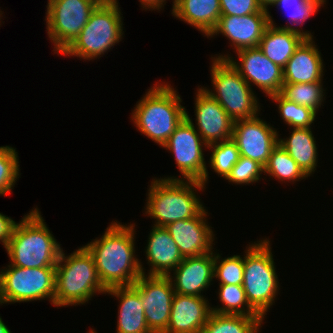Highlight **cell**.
Listing matches in <instances>:
<instances>
[{"label":"cell","mask_w":333,"mask_h":333,"mask_svg":"<svg viewBox=\"0 0 333 333\" xmlns=\"http://www.w3.org/2000/svg\"><path fill=\"white\" fill-rule=\"evenodd\" d=\"M135 223L112 221L105 233L85 247L92 254L97 273L106 289L132 286L145 275L143 264L135 255Z\"/></svg>","instance_id":"6da1fadb"},{"label":"cell","mask_w":333,"mask_h":333,"mask_svg":"<svg viewBox=\"0 0 333 333\" xmlns=\"http://www.w3.org/2000/svg\"><path fill=\"white\" fill-rule=\"evenodd\" d=\"M60 245L36 207L16 223L5 250L13 266L55 268L63 249Z\"/></svg>","instance_id":"7a4b0ae2"},{"label":"cell","mask_w":333,"mask_h":333,"mask_svg":"<svg viewBox=\"0 0 333 333\" xmlns=\"http://www.w3.org/2000/svg\"><path fill=\"white\" fill-rule=\"evenodd\" d=\"M169 83L156 82L132 110L131 119L138 131L161 147L186 117L181 96Z\"/></svg>","instance_id":"3957f363"},{"label":"cell","mask_w":333,"mask_h":333,"mask_svg":"<svg viewBox=\"0 0 333 333\" xmlns=\"http://www.w3.org/2000/svg\"><path fill=\"white\" fill-rule=\"evenodd\" d=\"M205 189L200 181L164 177L152 179L144 214L153 218V225L159 227L196 217L205 208L196 190Z\"/></svg>","instance_id":"277c9868"},{"label":"cell","mask_w":333,"mask_h":333,"mask_svg":"<svg viewBox=\"0 0 333 333\" xmlns=\"http://www.w3.org/2000/svg\"><path fill=\"white\" fill-rule=\"evenodd\" d=\"M54 306H78L88 303L97 293L106 294L92 254L85 246L66 255L62 249L55 266Z\"/></svg>","instance_id":"5b68a950"},{"label":"cell","mask_w":333,"mask_h":333,"mask_svg":"<svg viewBox=\"0 0 333 333\" xmlns=\"http://www.w3.org/2000/svg\"><path fill=\"white\" fill-rule=\"evenodd\" d=\"M118 0H102L75 40L60 54L94 60L111 50L124 37Z\"/></svg>","instance_id":"8992f818"},{"label":"cell","mask_w":333,"mask_h":333,"mask_svg":"<svg viewBox=\"0 0 333 333\" xmlns=\"http://www.w3.org/2000/svg\"><path fill=\"white\" fill-rule=\"evenodd\" d=\"M256 242L249 244L244 252L242 286L249 305L264 319L277 299L280 285L269 238Z\"/></svg>","instance_id":"52a82bcc"},{"label":"cell","mask_w":333,"mask_h":333,"mask_svg":"<svg viewBox=\"0 0 333 333\" xmlns=\"http://www.w3.org/2000/svg\"><path fill=\"white\" fill-rule=\"evenodd\" d=\"M211 86L202 87L235 122L252 118L260 113V105L253 88L242 78L228 59L211 56Z\"/></svg>","instance_id":"ba28073f"},{"label":"cell","mask_w":333,"mask_h":333,"mask_svg":"<svg viewBox=\"0 0 333 333\" xmlns=\"http://www.w3.org/2000/svg\"><path fill=\"white\" fill-rule=\"evenodd\" d=\"M56 268H21L9 263L0 270V305L45 300L54 305Z\"/></svg>","instance_id":"9c48e42d"},{"label":"cell","mask_w":333,"mask_h":333,"mask_svg":"<svg viewBox=\"0 0 333 333\" xmlns=\"http://www.w3.org/2000/svg\"><path fill=\"white\" fill-rule=\"evenodd\" d=\"M102 0H48L46 31L54 53L61 54L80 34Z\"/></svg>","instance_id":"30bf717a"},{"label":"cell","mask_w":333,"mask_h":333,"mask_svg":"<svg viewBox=\"0 0 333 333\" xmlns=\"http://www.w3.org/2000/svg\"><path fill=\"white\" fill-rule=\"evenodd\" d=\"M207 146L193 124L185 117L162 146L174 155L177 168L182 176L180 178L170 176L164 179L200 181L206 187L209 174L203 150Z\"/></svg>","instance_id":"8fae6325"},{"label":"cell","mask_w":333,"mask_h":333,"mask_svg":"<svg viewBox=\"0 0 333 333\" xmlns=\"http://www.w3.org/2000/svg\"><path fill=\"white\" fill-rule=\"evenodd\" d=\"M235 54L239 62L230 54L213 58L228 59L251 88L252 84L256 85L267 97L280 93L284 83L283 68L270 61L258 47L241 49Z\"/></svg>","instance_id":"7c38bea8"},{"label":"cell","mask_w":333,"mask_h":333,"mask_svg":"<svg viewBox=\"0 0 333 333\" xmlns=\"http://www.w3.org/2000/svg\"><path fill=\"white\" fill-rule=\"evenodd\" d=\"M139 291L148 328L152 333L167 330L175 291L167 276L141 275L133 284Z\"/></svg>","instance_id":"4fadbf2b"},{"label":"cell","mask_w":333,"mask_h":333,"mask_svg":"<svg viewBox=\"0 0 333 333\" xmlns=\"http://www.w3.org/2000/svg\"><path fill=\"white\" fill-rule=\"evenodd\" d=\"M258 116L235 121L231 138L236 143L240 156L255 160L264 167L278 145L280 135L273 126Z\"/></svg>","instance_id":"5bb4252c"},{"label":"cell","mask_w":333,"mask_h":333,"mask_svg":"<svg viewBox=\"0 0 333 333\" xmlns=\"http://www.w3.org/2000/svg\"><path fill=\"white\" fill-rule=\"evenodd\" d=\"M194 104L196 116L194 119L197 126L194 125L187 111L186 118L207 145L231 139L234 121L202 87L197 88Z\"/></svg>","instance_id":"9a60e30c"},{"label":"cell","mask_w":333,"mask_h":333,"mask_svg":"<svg viewBox=\"0 0 333 333\" xmlns=\"http://www.w3.org/2000/svg\"><path fill=\"white\" fill-rule=\"evenodd\" d=\"M267 10L245 16H220L216 28L207 38L222 34L230 40L236 51L245 48H256L270 25Z\"/></svg>","instance_id":"2e32d148"},{"label":"cell","mask_w":333,"mask_h":333,"mask_svg":"<svg viewBox=\"0 0 333 333\" xmlns=\"http://www.w3.org/2000/svg\"><path fill=\"white\" fill-rule=\"evenodd\" d=\"M206 211L204 208L196 217L178 220L165 227L183 257L200 256L214 251L215 234L208 224Z\"/></svg>","instance_id":"e0dca14e"},{"label":"cell","mask_w":333,"mask_h":333,"mask_svg":"<svg viewBox=\"0 0 333 333\" xmlns=\"http://www.w3.org/2000/svg\"><path fill=\"white\" fill-rule=\"evenodd\" d=\"M215 251L200 256L184 257L169 274L176 294L201 296L214 281ZM202 292V293H201Z\"/></svg>","instance_id":"ac0fdd59"},{"label":"cell","mask_w":333,"mask_h":333,"mask_svg":"<svg viewBox=\"0 0 333 333\" xmlns=\"http://www.w3.org/2000/svg\"><path fill=\"white\" fill-rule=\"evenodd\" d=\"M205 297L174 294L164 333H202L212 309Z\"/></svg>","instance_id":"d6986e66"},{"label":"cell","mask_w":333,"mask_h":333,"mask_svg":"<svg viewBox=\"0 0 333 333\" xmlns=\"http://www.w3.org/2000/svg\"><path fill=\"white\" fill-rule=\"evenodd\" d=\"M145 247L148 276H168L184 259L165 227L152 226Z\"/></svg>","instance_id":"ffe728a7"},{"label":"cell","mask_w":333,"mask_h":333,"mask_svg":"<svg viewBox=\"0 0 333 333\" xmlns=\"http://www.w3.org/2000/svg\"><path fill=\"white\" fill-rule=\"evenodd\" d=\"M324 64L313 39H304L283 68V84L322 82Z\"/></svg>","instance_id":"44dd1931"},{"label":"cell","mask_w":333,"mask_h":333,"mask_svg":"<svg viewBox=\"0 0 333 333\" xmlns=\"http://www.w3.org/2000/svg\"><path fill=\"white\" fill-rule=\"evenodd\" d=\"M119 300L117 333H152L148 328L139 291L132 286L112 287L106 294Z\"/></svg>","instance_id":"7402d4cb"},{"label":"cell","mask_w":333,"mask_h":333,"mask_svg":"<svg viewBox=\"0 0 333 333\" xmlns=\"http://www.w3.org/2000/svg\"><path fill=\"white\" fill-rule=\"evenodd\" d=\"M171 14L208 37L221 16L220 0H180Z\"/></svg>","instance_id":"603a6c76"},{"label":"cell","mask_w":333,"mask_h":333,"mask_svg":"<svg viewBox=\"0 0 333 333\" xmlns=\"http://www.w3.org/2000/svg\"><path fill=\"white\" fill-rule=\"evenodd\" d=\"M291 135L279 138L278 144L291 156L301 170L310 177L318 166L316 140L311 128H291Z\"/></svg>","instance_id":"cb8c5ba5"},{"label":"cell","mask_w":333,"mask_h":333,"mask_svg":"<svg viewBox=\"0 0 333 333\" xmlns=\"http://www.w3.org/2000/svg\"><path fill=\"white\" fill-rule=\"evenodd\" d=\"M304 39L292 30L269 25L260 40L258 48L270 61L284 68Z\"/></svg>","instance_id":"d4e9b609"},{"label":"cell","mask_w":333,"mask_h":333,"mask_svg":"<svg viewBox=\"0 0 333 333\" xmlns=\"http://www.w3.org/2000/svg\"><path fill=\"white\" fill-rule=\"evenodd\" d=\"M325 3L326 0H277L273 6L287 11L286 13L289 15L288 20L290 21L285 26H277L270 14L271 12H268L270 25L280 29L292 30L305 39H313L311 32L299 29L297 25L305 24L304 22L315 15ZM295 25L297 27H294Z\"/></svg>","instance_id":"484cf974"},{"label":"cell","mask_w":333,"mask_h":333,"mask_svg":"<svg viewBox=\"0 0 333 333\" xmlns=\"http://www.w3.org/2000/svg\"><path fill=\"white\" fill-rule=\"evenodd\" d=\"M261 316L218 314L212 312L202 333H258L262 327Z\"/></svg>","instance_id":"4316f807"},{"label":"cell","mask_w":333,"mask_h":333,"mask_svg":"<svg viewBox=\"0 0 333 333\" xmlns=\"http://www.w3.org/2000/svg\"><path fill=\"white\" fill-rule=\"evenodd\" d=\"M264 174L277 178L280 182L301 181L308 176L301 170L291 156L278 144L264 166Z\"/></svg>","instance_id":"83f0119b"},{"label":"cell","mask_w":333,"mask_h":333,"mask_svg":"<svg viewBox=\"0 0 333 333\" xmlns=\"http://www.w3.org/2000/svg\"><path fill=\"white\" fill-rule=\"evenodd\" d=\"M322 82L283 84L280 94L289 101L305 106L316 113L325 100Z\"/></svg>","instance_id":"f1b7e54d"},{"label":"cell","mask_w":333,"mask_h":333,"mask_svg":"<svg viewBox=\"0 0 333 333\" xmlns=\"http://www.w3.org/2000/svg\"><path fill=\"white\" fill-rule=\"evenodd\" d=\"M219 301L222 306L211 307L212 312L218 314H232L245 316H260L248 303L242 285H219Z\"/></svg>","instance_id":"f546056e"},{"label":"cell","mask_w":333,"mask_h":333,"mask_svg":"<svg viewBox=\"0 0 333 333\" xmlns=\"http://www.w3.org/2000/svg\"><path fill=\"white\" fill-rule=\"evenodd\" d=\"M268 98L278 104L280 117L291 128H311V124H314L317 113L310 108L289 101L280 93L271 95Z\"/></svg>","instance_id":"4dcf8cb0"},{"label":"cell","mask_w":333,"mask_h":333,"mask_svg":"<svg viewBox=\"0 0 333 333\" xmlns=\"http://www.w3.org/2000/svg\"><path fill=\"white\" fill-rule=\"evenodd\" d=\"M207 149H210L212 152L208 161L209 165L215 173L226 179L240 158V152L236 143L231 138L210 144L207 146Z\"/></svg>","instance_id":"1f68e13d"},{"label":"cell","mask_w":333,"mask_h":333,"mask_svg":"<svg viewBox=\"0 0 333 333\" xmlns=\"http://www.w3.org/2000/svg\"><path fill=\"white\" fill-rule=\"evenodd\" d=\"M217 279L219 285H242L244 279V256L233 255L222 258L215 252L214 261V279Z\"/></svg>","instance_id":"d6a6232c"},{"label":"cell","mask_w":333,"mask_h":333,"mask_svg":"<svg viewBox=\"0 0 333 333\" xmlns=\"http://www.w3.org/2000/svg\"><path fill=\"white\" fill-rule=\"evenodd\" d=\"M16 148L0 146V195L7 196L20 176L19 158Z\"/></svg>","instance_id":"836d02e7"},{"label":"cell","mask_w":333,"mask_h":333,"mask_svg":"<svg viewBox=\"0 0 333 333\" xmlns=\"http://www.w3.org/2000/svg\"><path fill=\"white\" fill-rule=\"evenodd\" d=\"M264 173V167L257 161L240 156L226 180L236 185H249L258 182Z\"/></svg>","instance_id":"e575fe53"},{"label":"cell","mask_w":333,"mask_h":333,"mask_svg":"<svg viewBox=\"0 0 333 333\" xmlns=\"http://www.w3.org/2000/svg\"><path fill=\"white\" fill-rule=\"evenodd\" d=\"M262 9L258 0H220L221 16H245Z\"/></svg>","instance_id":"d590c367"},{"label":"cell","mask_w":333,"mask_h":333,"mask_svg":"<svg viewBox=\"0 0 333 333\" xmlns=\"http://www.w3.org/2000/svg\"><path fill=\"white\" fill-rule=\"evenodd\" d=\"M15 225L16 222L13 218L0 213V243L2 242L4 248H6L12 236Z\"/></svg>","instance_id":"8d00e7d4"},{"label":"cell","mask_w":333,"mask_h":333,"mask_svg":"<svg viewBox=\"0 0 333 333\" xmlns=\"http://www.w3.org/2000/svg\"><path fill=\"white\" fill-rule=\"evenodd\" d=\"M141 7L146 10H159L160 11V0H139Z\"/></svg>","instance_id":"74e56055"},{"label":"cell","mask_w":333,"mask_h":333,"mask_svg":"<svg viewBox=\"0 0 333 333\" xmlns=\"http://www.w3.org/2000/svg\"><path fill=\"white\" fill-rule=\"evenodd\" d=\"M276 1L277 0H258V3L263 9L268 11L269 10L268 7L269 8H270V6L273 7V5Z\"/></svg>","instance_id":"f35d334b"},{"label":"cell","mask_w":333,"mask_h":333,"mask_svg":"<svg viewBox=\"0 0 333 333\" xmlns=\"http://www.w3.org/2000/svg\"><path fill=\"white\" fill-rule=\"evenodd\" d=\"M0 333H11L10 329L5 325L1 317H0Z\"/></svg>","instance_id":"ab89813d"},{"label":"cell","mask_w":333,"mask_h":333,"mask_svg":"<svg viewBox=\"0 0 333 333\" xmlns=\"http://www.w3.org/2000/svg\"><path fill=\"white\" fill-rule=\"evenodd\" d=\"M179 2H180V0H173L172 10H174V8L179 4ZM165 3H166V0H160V9L163 8L164 5H166Z\"/></svg>","instance_id":"60d3db41"},{"label":"cell","mask_w":333,"mask_h":333,"mask_svg":"<svg viewBox=\"0 0 333 333\" xmlns=\"http://www.w3.org/2000/svg\"><path fill=\"white\" fill-rule=\"evenodd\" d=\"M2 11L0 10V20L2 19L1 17H2ZM0 23H1V21H0ZM0 27H1V24H0Z\"/></svg>","instance_id":"b9f144b4"},{"label":"cell","mask_w":333,"mask_h":333,"mask_svg":"<svg viewBox=\"0 0 333 333\" xmlns=\"http://www.w3.org/2000/svg\"><path fill=\"white\" fill-rule=\"evenodd\" d=\"M88 333H97V332L95 331V329L94 330L90 329V331Z\"/></svg>","instance_id":"7bdbcfd3"}]
</instances>
